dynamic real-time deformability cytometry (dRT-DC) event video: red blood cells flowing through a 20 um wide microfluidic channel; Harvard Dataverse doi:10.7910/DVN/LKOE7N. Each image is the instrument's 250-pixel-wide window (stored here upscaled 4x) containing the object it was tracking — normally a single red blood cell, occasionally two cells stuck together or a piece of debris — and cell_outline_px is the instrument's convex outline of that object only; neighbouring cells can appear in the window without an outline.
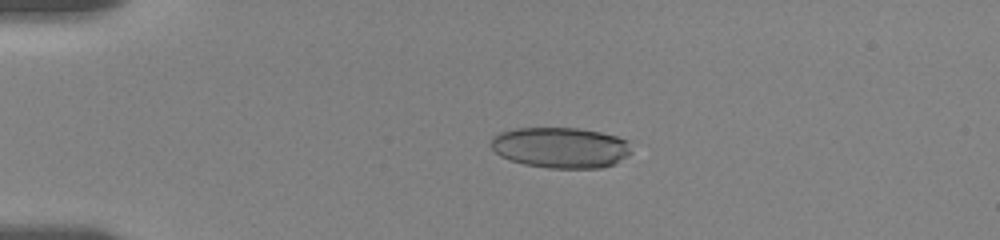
{"species": "human", "species_latin": "Homo sapiens", "temperature_condition": "room temperature", "stored_images_in_passage": 31, "camera_frame_rate_fps": 3000, "um_per_image_px": 0.085, "donor": {"sex": "female"}, "frame": {"image": 1, "passage_image": 22, "time_ms": 4.333, "image_size_px": [1000, 240], "cell_outline_px": [[632, 152], [616, 164], [600, 168], [548, 168], [524, 164], [500, 156], [492, 148], [492, 136], [500, 132], [516, 128], [580, 128], [600, 132], [632, 140]], "centroid_in_image_um": [47.72, 12.54], "position_along_channel_um": 37.3, "area_um2": 33.7}}